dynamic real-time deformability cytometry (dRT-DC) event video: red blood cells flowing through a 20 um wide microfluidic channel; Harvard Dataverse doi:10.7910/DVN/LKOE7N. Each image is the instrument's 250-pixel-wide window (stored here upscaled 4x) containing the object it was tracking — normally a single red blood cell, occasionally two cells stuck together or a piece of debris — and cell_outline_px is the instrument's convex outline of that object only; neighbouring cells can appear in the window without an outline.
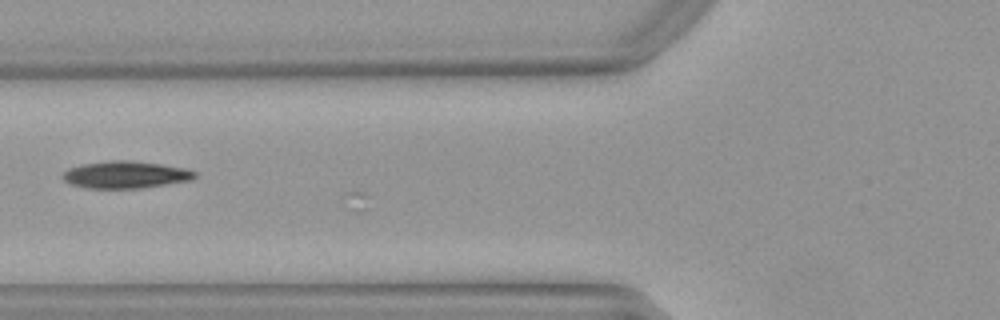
{"species": "Egyptian fruit bat (a non-hibernating species)", "species_latin": "Rousettus aegyptiacus", "temperature_condition": "warm", "stored_images_in_passage": 13, "camera_frame_rate_fps": 3000, "um_per_image_px": 0.085, "animal": {"sex": "female"}, "frame": {"image": 1, "passage_image": 12, "time_ms": 3.667, "image_size_px": [1000, 320], "cell_outline_px": [[196, 176], [192, 180], [140, 188], [88, 188], [72, 184], [64, 180], [64, 172], [68, 168], [84, 164], [108, 160], [132, 160], [160, 164], [184, 168], [196, 172]], "centroid_in_image_um": [10.69, 14.84], "position_along_channel_um": 115.1, "area_um2": 20.69}}